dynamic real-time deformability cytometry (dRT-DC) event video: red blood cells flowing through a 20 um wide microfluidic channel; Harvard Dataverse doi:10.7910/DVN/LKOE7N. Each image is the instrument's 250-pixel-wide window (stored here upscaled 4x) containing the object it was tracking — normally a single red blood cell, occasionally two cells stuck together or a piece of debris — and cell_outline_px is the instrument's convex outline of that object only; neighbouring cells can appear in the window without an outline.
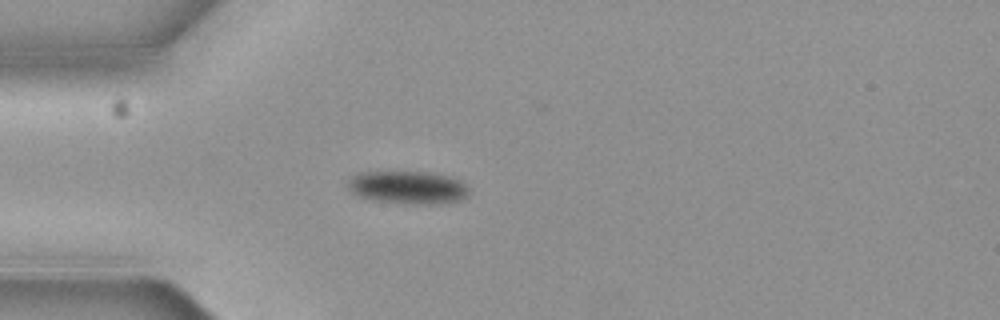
{"species": "common noctule bat (a hibernating species)", "species_latin": "Nyctalus noctula", "temperature_condition": "cold", "stored_images_in_passage": 2, "camera_frame_rate_fps": 3000, "um_per_image_px": 0.085, "animal": {"sex": "female", "body_mass_g": 19.3, "forearm_length_mm": 54.1}, "frame": {"image": 1, "passage_image": 2, "time_ms": 0.333, "image_size_px": [1000, 320], "cell_outline_px": [[468, 196], [460, 200], [436, 204], [416, 204], [368, 200], [352, 192], [348, 188], [348, 180], [352, 176], [360, 172], [432, 172], [452, 176], [460, 180], [468, 188]], "centroid_in_image_um": [34.68, 15.93], "position_along_channel_um": 50.3, "area_um2": 23.41}}